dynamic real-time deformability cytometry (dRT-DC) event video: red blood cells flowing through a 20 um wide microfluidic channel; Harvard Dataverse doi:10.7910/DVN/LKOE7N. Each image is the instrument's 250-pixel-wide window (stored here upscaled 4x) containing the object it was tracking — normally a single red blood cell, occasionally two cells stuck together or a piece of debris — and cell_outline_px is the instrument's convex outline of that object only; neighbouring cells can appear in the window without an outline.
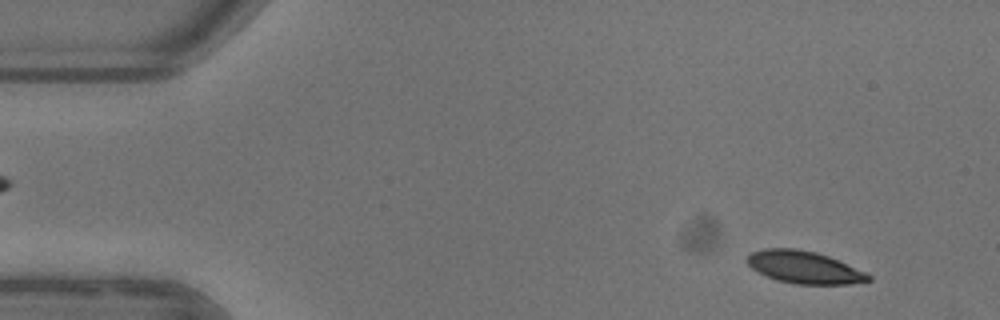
{"species": "common noctule bat (a hibernating species)", "species_latin": "Nyctalus noctula", "temperature_condition": "warm", "stored_images_in_passage": 52, "camera_frame_rate_fps": 3000, "um_per_image_px": 0.085, "animal": {"sex": "female"}, "frame": {"image": 1, "passage_image": 4, "time_ms": 1.0, "image_size_px": [1000, 320], "cell_outline_px": [[872, 280], [848, 284], [796, 284], [776, 280], [752, 268], [744, 260], [752, 252], [764, 248], [796, 248], [816, 252], [828, 256], [864, 272], [872, 276]], "centroid_in_image_um": [68.33, 22.71], "position_along_channel_um": 16.7, "area_um2": 22.66}}
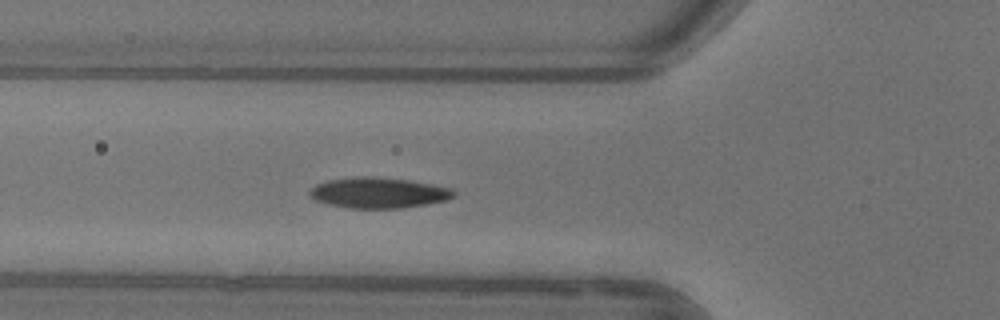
{"frame": {"image": 2, "passage_image": 18, "time_ms": 5.667, "image_size_px": [1000, 320], "cell_outline_px": [[456, 196], [448, 200], [400, 208], [348, 208], [328, 204], [316, 200], [308, 196], [308, 192], [316, 184], [328, 180], [360, 176], [368, 176], [408, 180], [452, 188], [456, 192]], "centroid_in_image_um": [32.17, 16.39], "position_along_channel_um": 93.6, "area_um2": 25.66}}
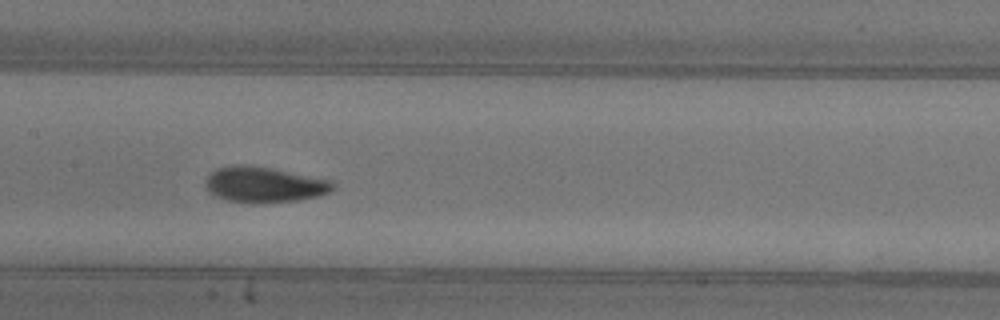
{"frame": {"image": 3, "passage_image": 25, "time_ms": 8.0, "image_size_px": [1000, 320], "cell_outline_px": [[332, 188], [328, 192], [320, 196], [296, 200], [260, 204], [256, 204], [224, 200], [208, 192], [204, 180], [216, 168], [232, 164], [252, 164], [332, 180]], "centroid_in_image_um": [22.39, 15.69], "position_along_channel_um": 185.0, "area_um2": 26.82}, "authors_computed_cell_mechanics": {"area_um2": 24.8251, "velocity_mm_per_s": 3.8897, "shape_relaxation_time_tau1_ms": 3.2932, "shape_relaxation_time_tau2_ms": 0.9865, "deformation_change_tau1": 0.1521, "deformation_change_tau2": 0.0537}}